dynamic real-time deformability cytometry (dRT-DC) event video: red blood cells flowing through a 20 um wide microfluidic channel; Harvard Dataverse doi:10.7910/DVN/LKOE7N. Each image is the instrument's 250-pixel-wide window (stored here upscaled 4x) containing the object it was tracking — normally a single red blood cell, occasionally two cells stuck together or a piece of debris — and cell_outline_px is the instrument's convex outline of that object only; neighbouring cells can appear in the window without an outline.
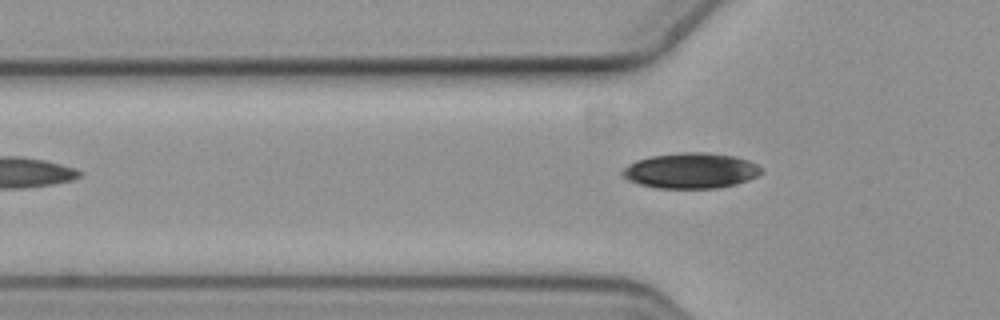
{"species": "common noctule bat (a hibernating species)", "species_latin": "Nyctalus noctula", "temperature_condition": "cold", "stored_images_in_passage": 6, "camera_frame_rate_fps": 3000, "um_per_image_px": 0.085, "animal": {"sex": "female", "body_mass_g": 19.3, "forearm_length_mm": 54.1}, "frame": {"image": 1, "passage_image": 6, "time_ms": 1.667, "image_size_px": [1000, 320], "cell_outline_px": [[764, 172], [748, 180], [736, 184], [716, 188], [656, 188], [640, 184], [628, 180], [620, 172], [628, 164], [636, 160], [652, 156], [680, 152], [704, 152], [736, 156], [748, 160], [756, 164]], "centroid_in_image_um": [58.72, 14.5], "position_along_channel_um": 67.1, "area_um2": 28.73}}